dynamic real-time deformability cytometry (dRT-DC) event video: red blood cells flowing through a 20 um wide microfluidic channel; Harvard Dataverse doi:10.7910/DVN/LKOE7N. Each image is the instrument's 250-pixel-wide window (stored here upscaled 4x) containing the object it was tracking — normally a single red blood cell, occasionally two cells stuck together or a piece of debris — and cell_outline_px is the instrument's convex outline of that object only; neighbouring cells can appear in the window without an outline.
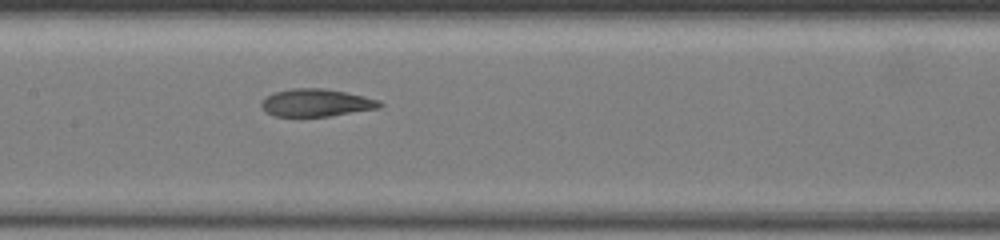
{"species": "common noctule bat (a hibernating species)", "species_latin": "Nyctalus noctula", "temperature_condition": "warm", "stored_images_in_passage": 18, "camera_frame_rate_fps": 3000, "um_per_image_px": 0.085, "animal": {"sex": "female", "body_mass_g": 19.5, "forearm_length_mm": 54.1}, "frame": {"image": 1, "passage_image": 11, "time_ms": 7.0, "image_size_px": [1000, 240], "cell_outline_px": [[384, 104], [380, 108], [328, 116], [276, 116], [268, 112], [260, 104], [268, 96], [276, 92], [292, 88], [324, 88], [344, 92], [380, 100]], "centroid_in_image_um": [26.93, 8.73], "position_along_channel_um": 180.5, "area_um2": 18.67}}
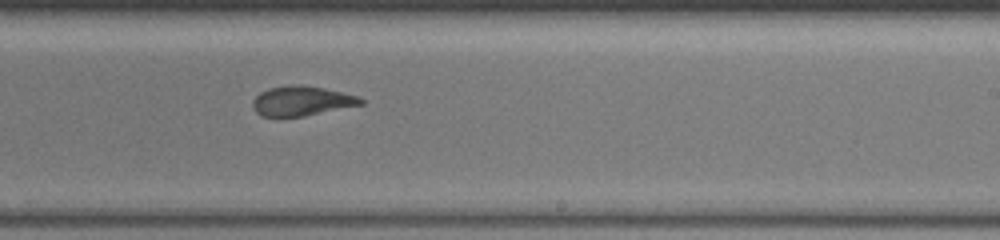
{"frame": {"image": 2, "passage_image": 13, "time_ms": 9.0, "image_size_px": [1000, 240], "cell_outline_px": [[364, 104], [304, 116], [260, 116], [252, 108], [252, 100], [260, 92], [268, 88], [288, 84], [300, 84], [324, 88], [356, 96], [364, 100]], "centroid_in_image_um": [25.59, 8.57], "position_along_channel_um": 263.4, "area_um2": 18.73}, "authors_computed_cell_mechanics": {"area_um2": 21.4149, "velocity_mm_per_s": 4.1482, "shape_relaxation_time_tau1_ms": null, "shape_relaxation_time_tau2_ms": 4.2731, "deformation_change_tau1": null, "deformation_change_tau2": 0.1162}}